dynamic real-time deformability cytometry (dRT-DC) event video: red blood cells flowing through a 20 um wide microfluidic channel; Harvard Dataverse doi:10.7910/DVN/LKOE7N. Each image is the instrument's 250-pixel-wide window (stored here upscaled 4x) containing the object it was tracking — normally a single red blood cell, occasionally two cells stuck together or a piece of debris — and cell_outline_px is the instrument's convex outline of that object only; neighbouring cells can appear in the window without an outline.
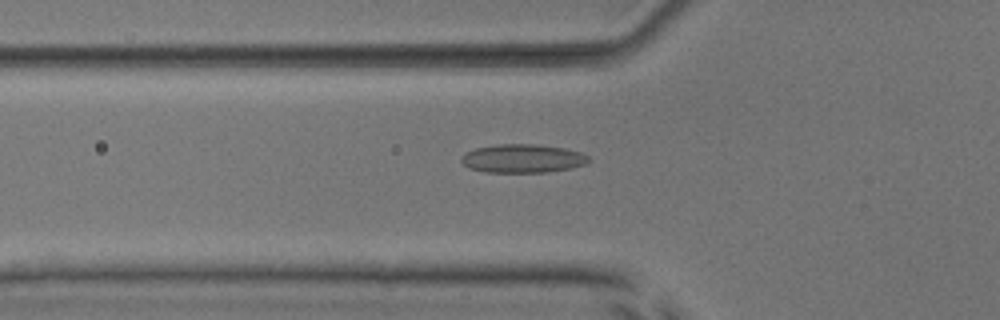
{"species": "common noctule bat (a hibernating species)", "species_latin": "Nyctalus noctula", "temperature_condition": "room temperature", "stored_images_in_passage": 51, "camera_frame_rate_fps": 3000, "um_per_image_px": 0.085, "animal": {"sex": "male", "body_mass_g": 17.9, "forearm_length_mm": 54.2}, "frame": {"image": 1, "passage_image": 18, "time_ms": 5.667, "image_size_px": [1000, 320], "cell_outline_px": [[592, 160], [588, 164], [548, 172], [484, 172], [468, 168], [460, 160], [460, 156], [476, 148], [496, 144], [536, 144], [564, 148], [580, 152], [588, 156]], "centroid_in_image_um": [44.43, 13.47], "position_along_channel_um": 81.4, "area_um2": 21.27}}
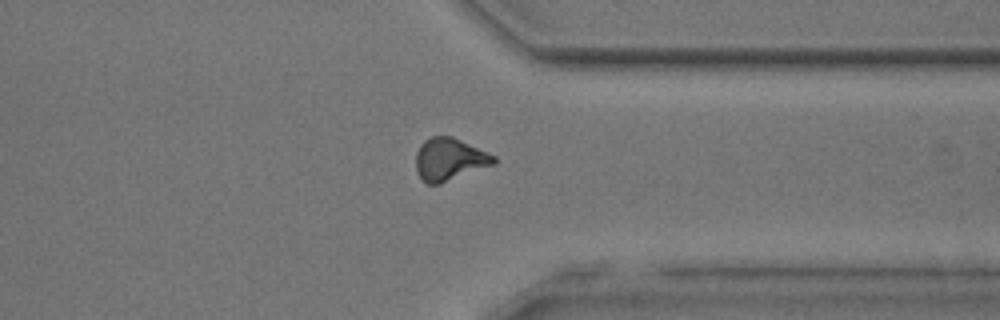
{"frame": {"image": 2, "passage_image": 40, "time_ms": 13.0, "image_size_px": [1000, 320], "cell_outline_px": [[496, 164], [440, 184], [428, 184], [416, 172], [416, 152], [420, 144], [424, 140], [432, 136], [452, 136], [488, 152], [496, 156]], "centroid_in_image_um": [38.22, 13.54], "position_along_channel_um": 373.2, "area_um2": 19.42}}
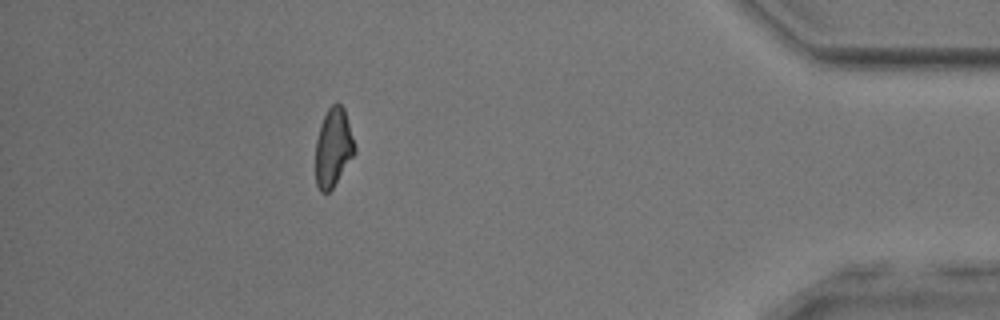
{"frame": {"image": 3, "passage_image": 46, "time_ms": 15.0, "image_size_px": [1000, 320], "cell_outline_px": [[356, 152], [332, 188], [328, 192], [320, 192], [316, 184], [316, 140], [320, 124], [328, 108], [332, 104], [340, 104], [344, 108], [356, 148]], "centroid_in_image_um": [28.32, 12.54], "position_along_channel_um": 406.9, "area_um2": 17.74}, "authors_computed_cell_mechanics": {"area_um2": 19.5942, "velocity_mm_per_s": 3.9958, "shape_relaxation_time_tau1_ms": 6.9626, "shape_relaxation_time_tau2_ms": 2.6775, "deformation_change_tau1": 0.1466, "deformation_change_tau2": 0.092}}